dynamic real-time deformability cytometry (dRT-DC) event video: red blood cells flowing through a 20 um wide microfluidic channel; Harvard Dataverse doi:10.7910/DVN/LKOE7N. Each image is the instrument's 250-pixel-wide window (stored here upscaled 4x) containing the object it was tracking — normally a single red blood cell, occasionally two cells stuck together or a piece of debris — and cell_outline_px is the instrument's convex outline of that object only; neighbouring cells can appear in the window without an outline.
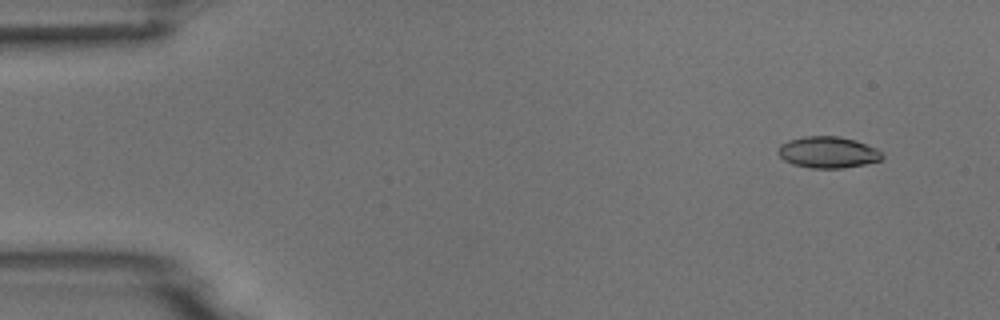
{"species": "common noctule bat (a hibernating species)", "species_latin": "Nyctalus noctula", "temperature_condition": "room temperature", "stored_images_in_passage": 6, "camera_frame_rate_fps": 3000, "um_per_image_px": 0.085, "animal": {"sex": "male", "body_mass_g": 18.8}, "frame": {"image": 1, "passage_image": 2, "time_ms": 1.333, "image_size_px": [1000, 320], "cell_outline_px": [[884, 156], [880, 160], [864, 164], [840, 168], [812, 168], [792, 164], [784, 160], [780, 156], [780, 144], [788, 140], [804, 136], [836, 136], [856, 140], [876, 148]], "centroid_in_image_um": [70.37, 12.94], "position_along_channel_um": 14.6, "area_um2": 18.84}}
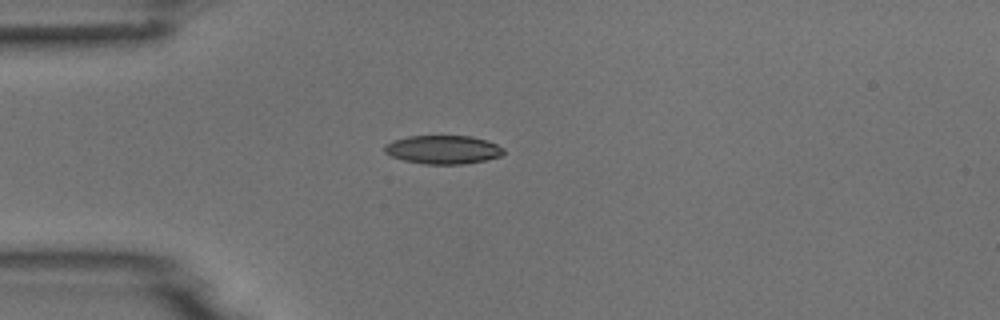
{"frame": {"image": 2, "passage_image": 5, "time_ms": 4.667, "image_size_px": [1000, 320], "cell_outline_px": [[504, 152], [500, 156], [488, 160], [464, 164], [424, 164], [404, 160], [392, 156], [384, 152], [384, 144], [392, 140], [408, 136], [472, 136], [496, 144], [504, 148]], "centroid_in_image_um": [37.65, 12.72], "position_along_channel_um": 47.4, "area_um2": 19.88}}